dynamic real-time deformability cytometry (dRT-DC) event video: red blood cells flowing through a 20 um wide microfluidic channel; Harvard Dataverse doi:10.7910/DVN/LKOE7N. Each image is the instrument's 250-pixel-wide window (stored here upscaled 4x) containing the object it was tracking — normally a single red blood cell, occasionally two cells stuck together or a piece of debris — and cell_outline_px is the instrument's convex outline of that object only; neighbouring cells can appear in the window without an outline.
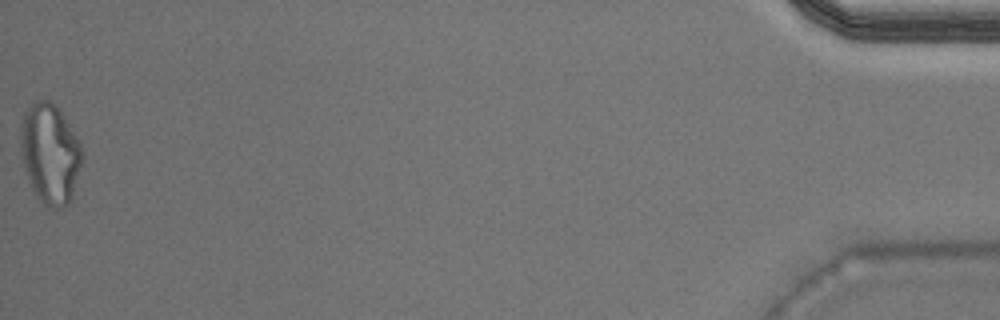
{"species": "Egyptian fruit bat (a non-hibernating species)", "species_latin": "Rousettus aegyptiacus", "temperature_condition": "warm", "stored_images_in_passage": 29, "camera_frame_rate_fps": 3000, "um_per_image_px": 0.085, "animal": {"sex": "male"}, "frame": {"image": 1, "passage_image": 29, "time_ms": 9.333, "image_size_px": [1000, 320], "cell_outline_px": [[84, 156], [72, 200], [64, 208], [48, 208], [36, 196], [32, 188], [24, 164], [20, 144], [20, 128], [24, 112], [36, 100], [48, 100], [64, 116], [80, 144], [84, 152]], "centroid_in_image_um": [4.28, 13.1], "position_along_channel_um": 430.9, "area_um2": 35.84}}